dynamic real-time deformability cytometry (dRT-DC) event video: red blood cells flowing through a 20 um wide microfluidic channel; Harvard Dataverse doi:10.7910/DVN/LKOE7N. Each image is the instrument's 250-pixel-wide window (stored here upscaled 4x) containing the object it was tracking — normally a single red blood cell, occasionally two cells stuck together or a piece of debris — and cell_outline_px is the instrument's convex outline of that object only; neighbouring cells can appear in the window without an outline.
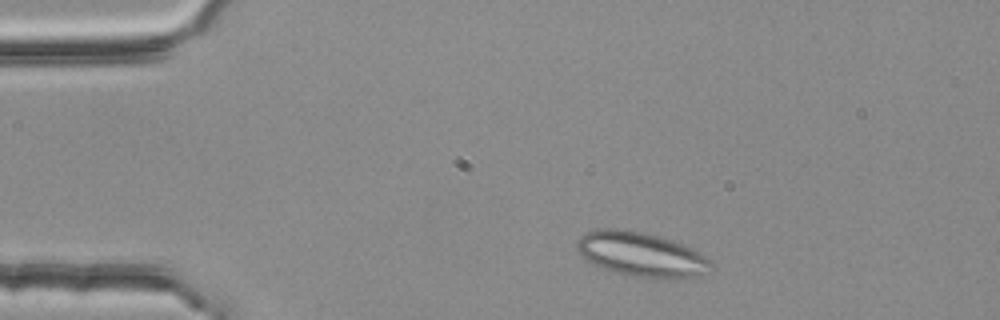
{"species": "common noctule bat (a hibernating species)", "species_latin": "Nyctalus noctula", "temperature_condition": "room temperature", "stored_images_in_passage": 2, "camera_frame_rate_fps": 3000, "um_per_image_px": 0.085, "animal": {"sex": "female", "body_mass_g": 25.1}, "frame": {"image": 1, "passage_image": 1, "time_ms": 0.0, "image_size_px": [1000, 320], "cell_outline_px": [[712, 264], [708, 272], [676, 280], [652, 280], [612, 272], [592, 264], [580, 256], [576, 248], [576, 240], [584, 232], [600, 228], [624, 228], [644, 232], [660, 236], [684, 244], [692, 248], [712, 260]], "centroid_in_image_um": [54.48, 21.63], "position_along_channel_um": 30.5, "area_um2": 35.84}}